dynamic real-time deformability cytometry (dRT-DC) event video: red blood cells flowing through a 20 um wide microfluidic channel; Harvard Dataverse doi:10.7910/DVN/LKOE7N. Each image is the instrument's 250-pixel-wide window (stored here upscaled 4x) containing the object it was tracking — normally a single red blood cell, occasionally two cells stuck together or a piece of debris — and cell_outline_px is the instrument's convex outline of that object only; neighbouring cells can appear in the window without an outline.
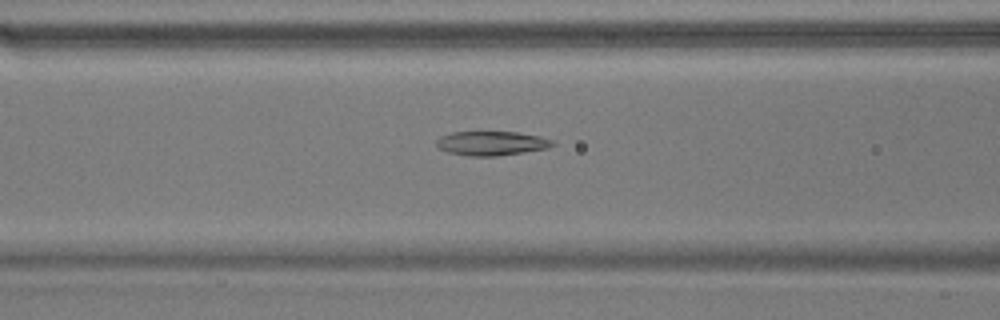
{"species": "common noctule bat (a hibernating species)", "species_latin": "Nyctalus noctula", "temperature_condition": "warm", "stored_images_in_passage": 39, "camera_frame_rate_fps": 3000, "um_per_image_px": 0.085, "animal": {"sex": "male", "body_mass_g": 17.9}, "frame": {"image": 1, "passage_image": 6, "time_ms": 1.667, "image_size_px": [1000, 320], "cell_outline_px": [[556, 144], [548, 148], [496, 156], [468, 156], [448, 152], [440, 148], [436, 144], [436, 140], [440, 136], [452, 132], [516, 132], [540, 136], [552, 140]], "centroid_in_image_um": [41.77, 12.17], "position_along_channel_um": 124.8, "area_um2": 16.3}}
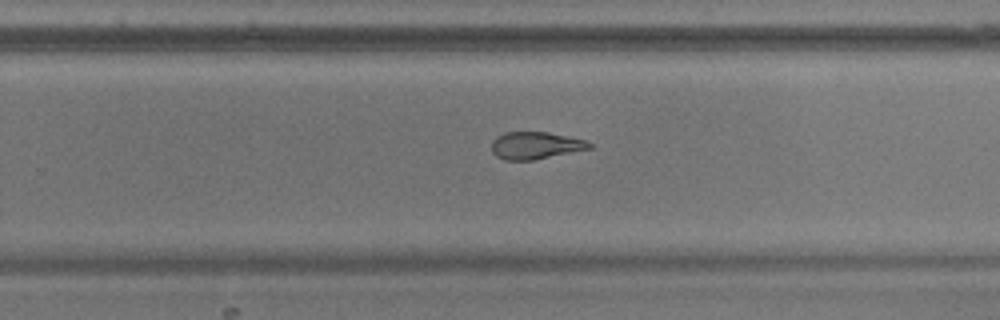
{"frame": {"image": 2, "passage_image": 19, "time_ms": 6.0, "image_size_px": [1000, 320], "cell_outline_px": [[592, 148], [532, 160], [504, 160], [496, 156], [492, 152], [492, 140], [496, 136], [504, 132], [548, 132], [584, 140], [592, 144]], "centroid_in_image_um": [45.47, 12.36], "position_along_channel_um": 284.3, "area_um2": 15.43}}
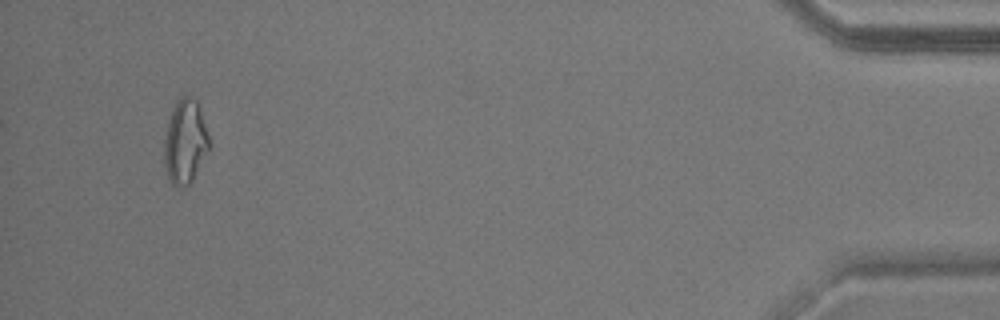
{"frame": {"image": 3, "passage_image": 36, "time_ms": 11.667, "image_size_px": [1000, 320], "cell_outline_px": [[208, 152], [192, 180], [184, 188], [180, 188], [172, 184], [168, 180], [164, 164], [164, 140], [168, 120], [172, 108], [176, 100], [180, 96], [188, 96], [196, 100], [208, 136]], "centroid_in_image_um": [15.69, 12.08], "position_along_channel_um": 419.5, "area_um2": 21.91}, "authors_computed_cell_mechanics": {"area_um2": 16.8776, "velocity_mm_per_s": 3.6806, "shape_relaxation_time_tau1_ms": null, "shape_relaxation_time_tau2_ms": 3.4335, "deformation_change_tau1": null, "deformation_change_tau2": 0.1103}}